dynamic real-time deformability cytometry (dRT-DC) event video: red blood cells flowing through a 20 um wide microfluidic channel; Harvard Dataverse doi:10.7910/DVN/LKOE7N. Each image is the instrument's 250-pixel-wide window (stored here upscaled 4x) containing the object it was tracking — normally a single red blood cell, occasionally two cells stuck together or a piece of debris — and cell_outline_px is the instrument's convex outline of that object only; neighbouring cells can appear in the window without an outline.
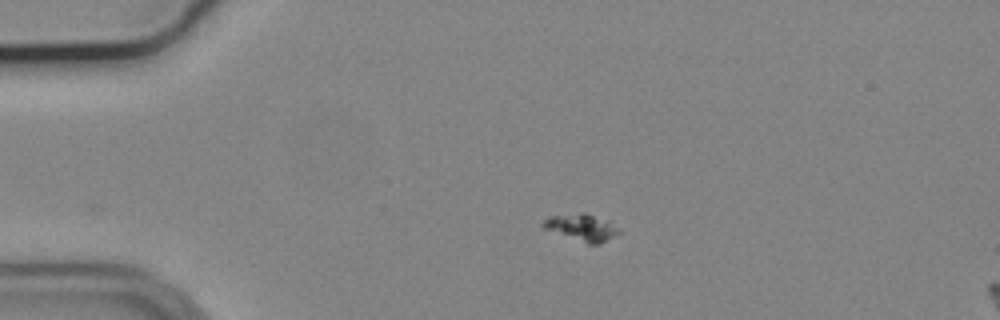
{"species": "common noctule bat (a hibernating species)", "species_latin": "Nyctalus noctula", "temperature_condition": "cold", "stored_images_in_passage": 4, "camera_frame_rate_fps": 3000, "um_per_image_px": 0.085, "animal": {"sex": "male", "body_mass_g": 19.2, "forearm_length_mm": 51.8}, "frame": {"image": 1, "passage_image": 1, "time_ms": 0.0, "image_size_px": [1000, 320], "cell_outline_px": [[620, 232], [600, 244], [588, 244], [544, 228], [540, 224], [544, 220], [552, 216], [580, 212], [584, 212], [608, 220]], "centroid_in_image_um": [49.44, 19.32], "position_along_channel_um": 35.6, "area_um2": 11.62}}